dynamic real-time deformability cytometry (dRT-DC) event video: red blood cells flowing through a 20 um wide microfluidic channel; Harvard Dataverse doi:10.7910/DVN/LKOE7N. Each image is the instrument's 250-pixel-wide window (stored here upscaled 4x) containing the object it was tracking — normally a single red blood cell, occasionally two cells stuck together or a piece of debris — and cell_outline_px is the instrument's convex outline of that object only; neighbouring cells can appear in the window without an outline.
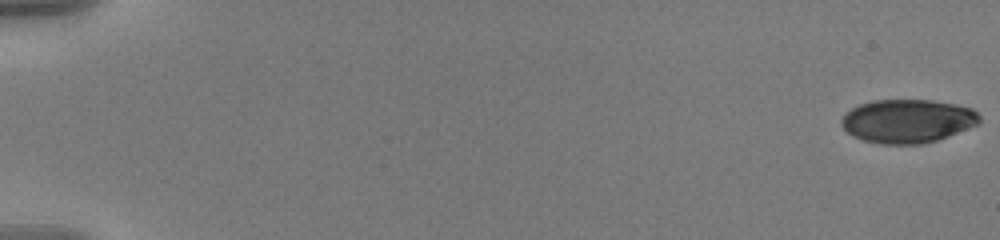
{"species": "human", "species_latin": "Homo sapiens", "temperature_condition": "warm", "stored_images_in_passage": 58, "camera_frame_rate_fps": 3000, "um_per_image_px": 0.085, "donor": {"sex": "male"}, "frame": {"image": 1, "passage_image": 1, "time_ms": 0.0, "image_size_px": [1000, 240], "cell_outline_px": [[980, 120], [976, 124], [936, 140], [920, 144], [880, 144], [864, 140], [852, 136], [840, 124], [840, 120], [852, 108], [860, 104], [872, 100], [932, 100], [972, 108], [980, 116]], "centroid_in_image_um": [77.09, 10.28], "position_along_channel_um": 7.9, "area_um2": 34.62}}
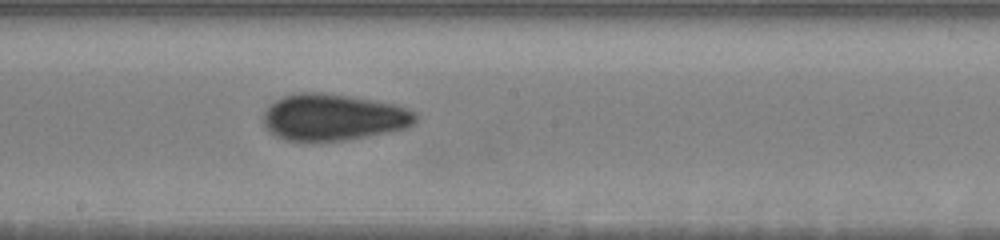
{"frame": {"image": 2, "passage_image": 34, "time_ms": 11.0, "image_size_px": [1000, 240], "cell_outline_px": [[416, 124], [408, 128], [348, 140], [308, 144], [284, 140], [268, 132], [264, 124], [264, 112], [276, 100], [284, 96], [300, 92], [320, 92], [348, 96], [396, 104], [408, 108], [416, 112]], "centroid_in_image_um": [28.33, 10.01], "position_along_channel_um": 219.9, "area_um2": 42.19}}
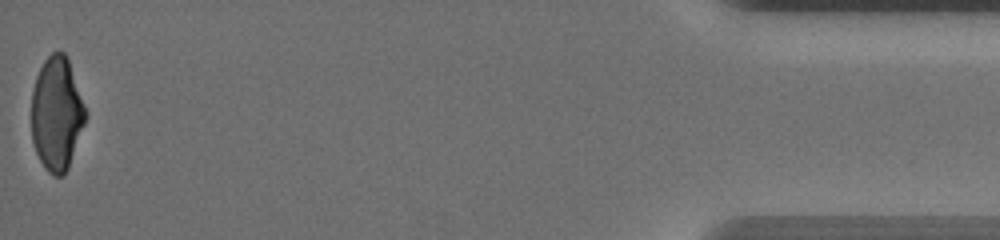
{"frame": {"image": 3, "passage_image": 58, "time_ms": 19.0, "image_size_px": [1000, 240], "cell_outline_px": [[88, 116], [68, 168], [60, 176], [52, 176], [48, 172], [40, 160], [36, 152], [32, 140], [32, 92], [36, 76], [44, 60], [52, 52], [64, 52], [68, 60], [88, 112]], "centroid_in_image_um": [4.83, 9.67], "position_along_channel_um": 430.4, "area_um2": 35.84}, "authors_computed_cell_mechanics": {"area_um2": 38.6971, "velocity_mm_per_s": 3.618, "shape_relaxation_time_tau1_ms": 5.5764, "shape_relaxation_time_tau2_ms": 1.4569, "deformation_change_tau1": 0.1793, "deformation_change_tau2": 0.0588}}